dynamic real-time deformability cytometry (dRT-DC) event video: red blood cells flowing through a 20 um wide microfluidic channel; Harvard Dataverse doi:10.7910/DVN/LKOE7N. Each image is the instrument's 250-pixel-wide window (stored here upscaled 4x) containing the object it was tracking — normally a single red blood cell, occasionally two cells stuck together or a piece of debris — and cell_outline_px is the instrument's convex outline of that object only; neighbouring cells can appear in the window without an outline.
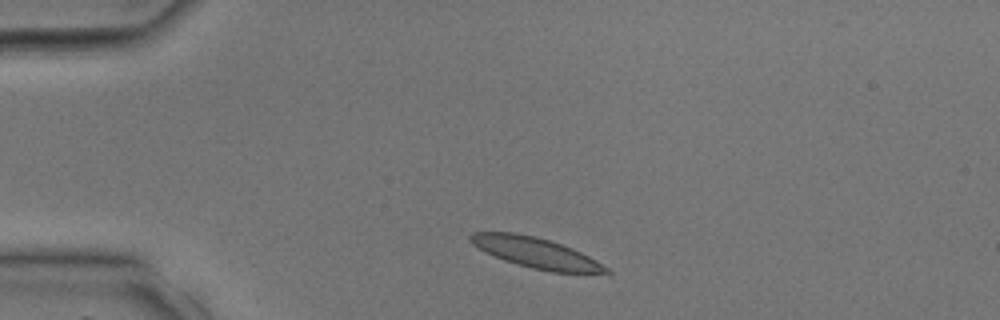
{"species": "common noctule bat (a hibernating species)", "species_latin": "Nyctalus noctula", "temperature_condition": "room temperature", "stored_images_in_passage": 1, "camera_frame_rate_fps": 3000, "um_per_image_px": 0.085, "animal": {"sex": "male", "body_mass_g": 17.9, "forearm_length_mm": 54.2}, "frame": {"image": 1, "passage_image": 1, "time_ms": 0.0, "image_size_px": [1000, 320], "cell_outline_px": [[612, 272], [552, 272], [532, 268], [516, 264], [504, 260], [484, 252], [472, 244], [468, 240], [468, 236], [472, 232], [516, 232], [536, 236], [572, 248], [596, 260], [608, 268]], "centroid_in_image_um": [45.46, 21.46], "position_along_channel_um": 39.5, "area_um2": 23.87}}